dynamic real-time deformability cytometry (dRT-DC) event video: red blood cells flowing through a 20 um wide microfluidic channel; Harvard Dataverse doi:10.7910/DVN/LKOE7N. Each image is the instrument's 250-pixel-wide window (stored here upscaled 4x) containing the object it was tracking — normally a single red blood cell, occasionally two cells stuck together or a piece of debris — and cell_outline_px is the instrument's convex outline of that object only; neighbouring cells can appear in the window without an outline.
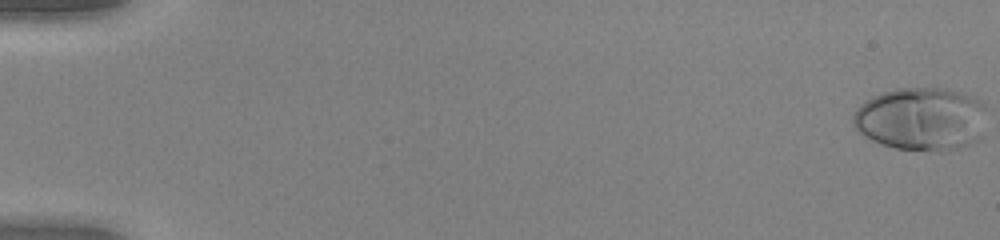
{"species": "human", "species_latin": "Homo sapiens", "temperature_condition": "warm", "stored_images_in_passage": 53, "camera_frame_rate_fps": 3000, "um_per_image_px": 0.085, "donor": {"sex": "female"}, "frame": {"image": 1, "passage_image": 1, "time_ms": 0.0, "image_size_px": [1000, 240], "cell_outline_px": [[984, 136], [980, 140], [956, 148], [940, 152], [896, 148], [880, 144], [856, 132], [852, 124], [852, 116], [856, 108], [860, 104], [872, 96], [896, 88], [948, 88], [964, 92], [980, 100], [984, 104]], "centroid_in_image_um": [78.3, 10.11], "position_along_channel_um": 6.7, "area_um2": 50.05}}
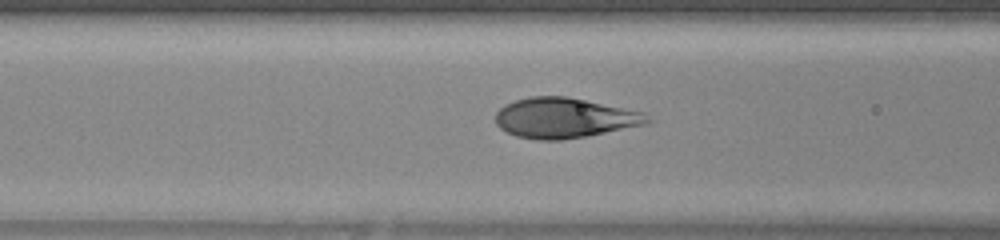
{"frame": {"image": 2, "passage_image": 23, "time_ms": 7.333, "image_size_px": [1000, 240], "cell_outline_px": [[652, 120], [648, 124], [588, 136], [560, 140], [536, 140], [516, 136], [500, 128], [496, 124], [496, 112], [504, 104], [516, 100], [532, 96], [564, 96], [644, 112]], "centroid_in_image_um": [47.98, 10.03], "position_along_channel_um": 118.6, "area_um2": 35.49}}
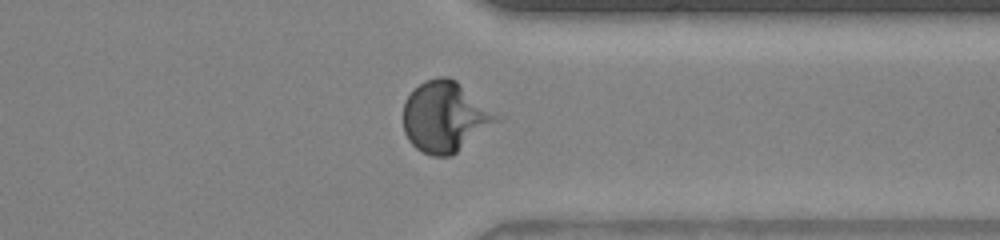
{"frame": {"image": 3, "passage_image": 42, "time_ms": 13.667, "image_size_px": [1000, 240], "cell_outline_px": [[504, 120], [452, 156], [432, 156], [416, 148], [408, 140], [404, 132], [404, 100], [424, 80], [436, 76], [448, 76], [456, 80], [504, 116]], "centroid_in_image_um": [37.93, 9.93], "position_along_channel_um": 373.5, "area_um2": 39.36}}